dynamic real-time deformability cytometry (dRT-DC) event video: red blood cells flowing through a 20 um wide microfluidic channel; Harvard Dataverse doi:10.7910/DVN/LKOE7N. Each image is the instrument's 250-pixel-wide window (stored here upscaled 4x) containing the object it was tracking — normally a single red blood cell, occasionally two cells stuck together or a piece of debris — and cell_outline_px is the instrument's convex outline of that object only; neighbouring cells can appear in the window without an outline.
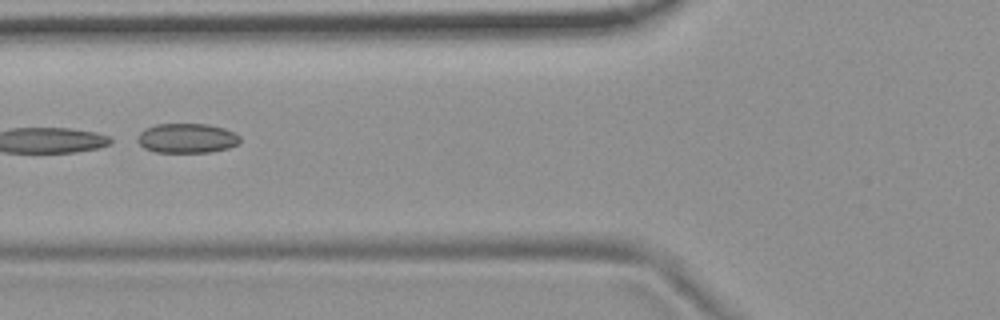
{"species": "common noctule bat (a hibernating species)", "species_latin": "Nyctalus noctula", "temperature_condition": "room temperature", "stored_images_in_passage": 8, "camera_frame_rate_fps": 3000, "um_per_image_px": 0.085, "animal": {"sex": "female", "body_mass_g": 19.9}, "frame": {"image": 1, "passage_image": 6, "time_ms": 6.667, "image_size_px": [1000, 320], "cell_outline_px": [[240, 144], [228, 148], [212, 152], [156, 152], [144, 148], [136, 140], [136, 136], [140, 132], [156, 124], [208, 124], [224, 128], [240, 136]], "centroid_in_image_um": [15.9, 11.75], "position_along_channel_um": 109.9, "area_um2": 17.74}}
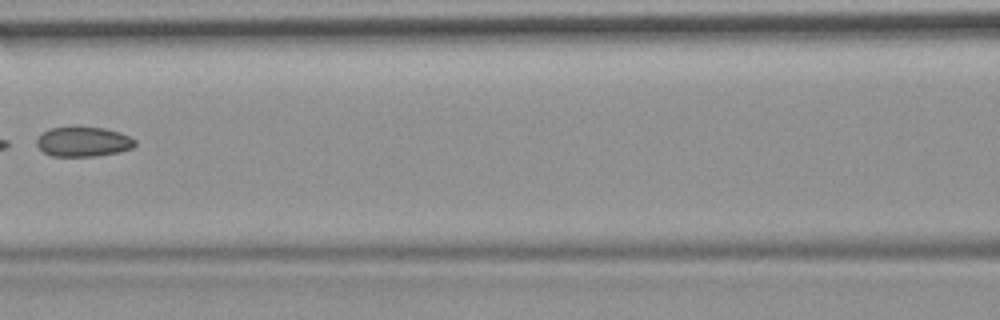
{"frame": {"image": 2, "passage_image": 7, "time_ms": 8.0, "image_size_px": [1000, 320], "cell_outline_px": [[136, 144], [132, 148], [116, 152], [96, 156], [52, 156], [44, 152], [36, 144], [36, 140], [48, 128], [104, 128], [120, 132], [136, 140]], "centroid_in_image_um": [7.08, 12.06], "position_along_channel_um": 159.5, "area_um2": 16.7}}